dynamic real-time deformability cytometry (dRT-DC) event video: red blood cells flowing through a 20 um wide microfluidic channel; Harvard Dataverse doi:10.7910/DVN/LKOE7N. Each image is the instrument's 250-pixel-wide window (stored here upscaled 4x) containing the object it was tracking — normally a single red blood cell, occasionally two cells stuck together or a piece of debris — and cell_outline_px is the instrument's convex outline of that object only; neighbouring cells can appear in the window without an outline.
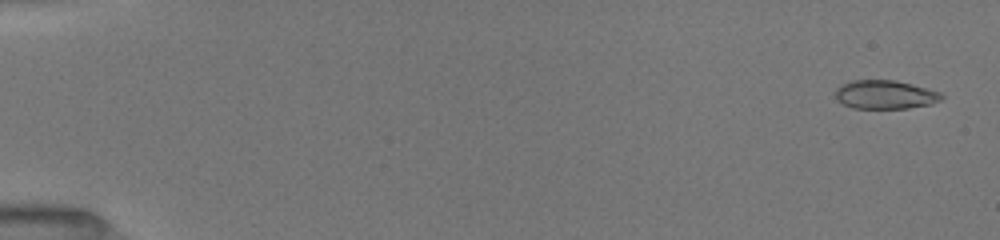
{"species": "common noctule bat (a hibernating species)", "species_latin": "Nyctalus noctula", "temperature_condition": "room temperature", "stored_images_in_passage": 10, "camera_frame_rate_fps": 3000, "um_per_image_px": 0.085, "animal": {"sex": "female", "body_mass_g": 19.5, "forearm_length_mm": 54.1}, "frame": {"image": 1, "passage_image": 2, "time_ms": 0.333, "image_size_px": [1000, 240], "cell_outline_px": [[944, 96], [940, 100], [932, 104], [908, 108], [852, 108], [836, 100], [836, 88], [840, 84], [852, 80], [896, 80], [912, 84], [940, 92]], "centroid_in_image_um": [75.22, 8.04], "position_along_channel_um": 9.8, "area_um2": 17.8}}